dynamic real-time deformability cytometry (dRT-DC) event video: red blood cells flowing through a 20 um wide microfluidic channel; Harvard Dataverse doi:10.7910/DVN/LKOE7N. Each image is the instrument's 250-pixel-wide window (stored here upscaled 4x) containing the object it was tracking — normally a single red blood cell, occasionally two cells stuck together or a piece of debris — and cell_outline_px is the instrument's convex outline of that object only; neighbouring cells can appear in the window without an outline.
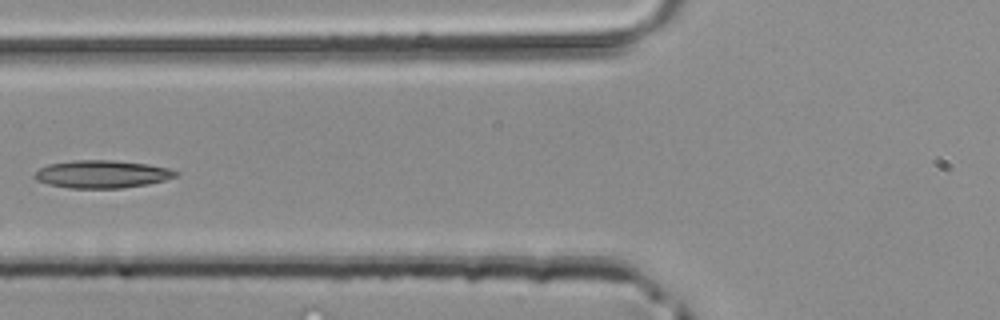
{"species": "common noctule bat (a hibernating species)", "species_latin": "Nyctalus noctula", "temperature_condition": "room temperature", "stored_images_in_passage": 5, "camera_frame_rate_fps": 3000, "um_per_image_px": 0.085, "animal": {"sex": "male", "body_mass_g": 20.4}, "frame": {"image": 1, "passage_image": 5, "time_ms": 1.333, "image_size_px": [1000, 320], "cell_outline_px": [[180, 172], [176, 176], [164, 180], [148, 184], [120, 188], [68, 188], [48, 184], [36, 180], [32, 176], [40, 168], [48, 164], [76, 160], [112, 160], [148, 164], [168, 168]], "centroid_in_image_um": [8.66, 14.8], "position_along_channel_um": 117.1, "area_um2": 22.77}}